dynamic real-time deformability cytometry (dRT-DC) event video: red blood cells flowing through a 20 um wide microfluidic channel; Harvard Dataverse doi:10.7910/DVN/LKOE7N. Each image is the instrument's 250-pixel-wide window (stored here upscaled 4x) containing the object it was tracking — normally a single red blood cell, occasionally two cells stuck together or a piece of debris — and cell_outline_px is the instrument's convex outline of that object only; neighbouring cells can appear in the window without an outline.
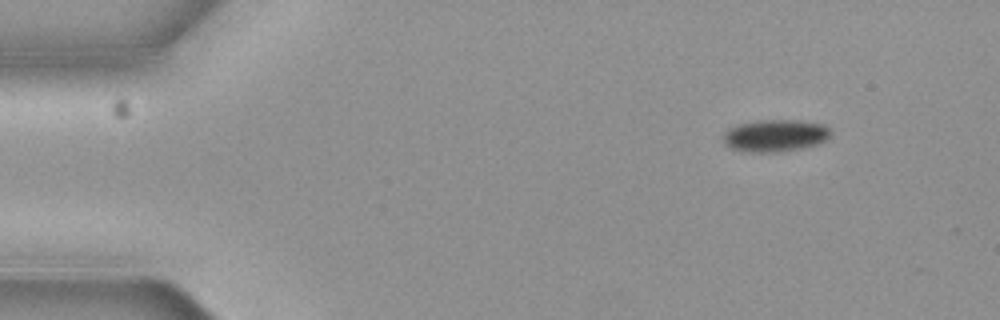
{"species": "common noctule bat (a hibernating species)", "species_latin": "Nyctalus noctula", "temperature_condition": "cold", "stored_images_in_passage": 2, "camera_frame_rate_fps": 3000, "um_per_image_px": 0.085, "animal": {"sex": "female", "body_mass_g": 19.3, "forearm_length_mm": 54.1}, "frame": {"image": 1, "passage_image": 1, "time_ms": 0.0, "image_size_px": [1000, 320], "cell_outline_px": [[828, 136], [820, 144], [784, 152], [740, 152], [728, 148], [724, 144], [724, 132], [728, 128], [740, 124], [764, 120], [792, 120], [820, 124], [828, 128]], "centroid_in_image_um": [65.81, 11.56], "position_along_channel_um": 19.2, "area_um2": 20.06}}